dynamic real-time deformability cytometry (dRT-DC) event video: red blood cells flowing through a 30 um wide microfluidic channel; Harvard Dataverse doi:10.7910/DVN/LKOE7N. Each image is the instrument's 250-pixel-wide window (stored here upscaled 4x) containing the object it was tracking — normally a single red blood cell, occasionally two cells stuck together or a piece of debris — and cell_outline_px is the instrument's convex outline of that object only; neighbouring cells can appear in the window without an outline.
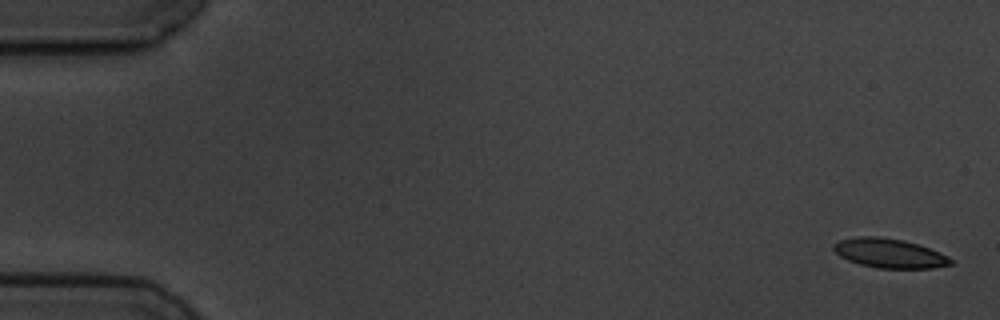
{"species": "common noctule bat (a hibernating species)", "species_latin": "Nyctalus noctula", "temperature_condition": "cold", "stored_images_in_passage": 15, "camera_frame_rate_fps": 3000, "um_per_image_px": 0.085, "animal": {"sex": "male", "body_mass_g": 19.5, "forearm_length_mm": 54.6}, "frame": {"image": 1, "passage_image": 1, "time_ms": 0.0, "image_size_px": [1000, 320], "cell_outline_px": [[952, 264], [932, 268], [876, 268], [860, 264], [848, 260], [840, 256], [832, 248], [832, 244], [840, 240], [856, 236], [880, 236], [904, 240], [940, 252], [948, 256], [952, 260]], "centroid_in_image_um": [75.57, 21.52], "position_along_channel_um": 9.4, "area_um2": 20.0}}
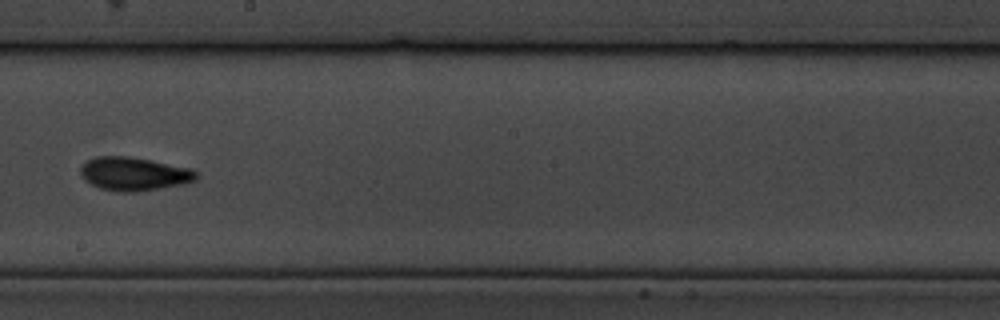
{"frame": {"image": 2, "passage_image": 9, "time_ms": 10.333, "image_size_px": [1000, 320], "cell_outline_px": [[196, 180], [184, 184], [136, 192], [120, 192], [100, 188], [84, 180], [80, 176], [80, 168], [88, 160], [96, 156], [128, 156], [152, 160], [192, 168], [196, 172]], "centroid_in_image_um": [11.39, 14.77], "position_along_channel_um": 236.8, "area_um2": 22.66}}
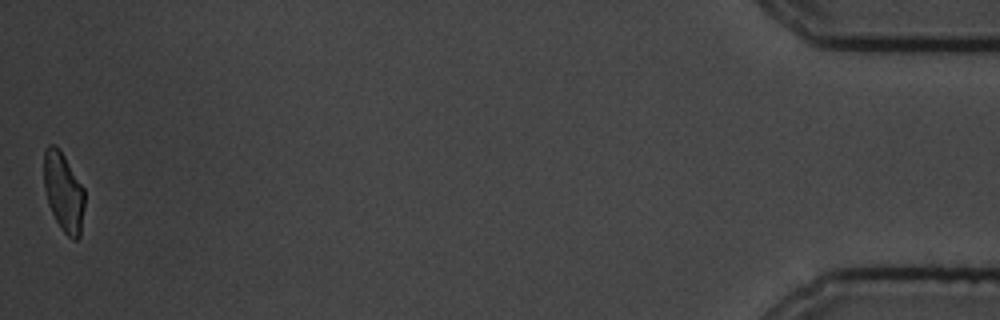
{"frame": {"image": 3, "passage_image": 15, "time_ms": 18.333, "image_size_px": [1000, 320], "cell_outline_px": [[84, 208], [80, 236], [76, 240], [72, 240], [64, 232], [56, 220], [48, 204], [44, 188], [44, 152], [48, 144], [52, 144], [64, 156], [84, 188]], "centroid_in_image_um": [5.4, 16.35], "position_along_channel_um": 429.8, "area_um2": 18.55}, "authors_computed_cell_mechanics": {"area_um2": 20.6346, "velocity_mm_per_s": 3.5525, "shape_relaxation_time_tau1_ms": 2.9524, "shape_relaxation_time_tau2_ms": null, "deformation_change_tau1": 0.1093, "deformation_change_tau2": null}}